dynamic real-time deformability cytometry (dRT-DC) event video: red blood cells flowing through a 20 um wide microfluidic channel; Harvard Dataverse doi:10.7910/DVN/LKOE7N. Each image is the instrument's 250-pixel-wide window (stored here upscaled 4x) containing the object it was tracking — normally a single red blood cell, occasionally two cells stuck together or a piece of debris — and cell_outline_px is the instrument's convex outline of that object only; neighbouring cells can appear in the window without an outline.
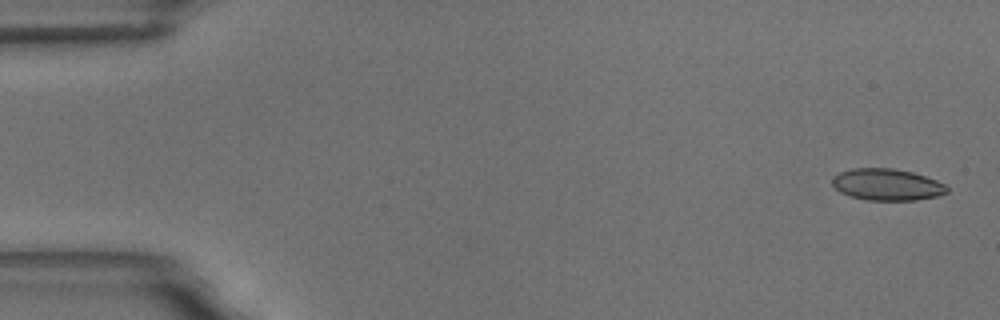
{"species": "common noctule bat (a hibernating species)", "species_latin": "Nyctalus noctula", "temperature_condition": "room temperature", "stored_images_in_passage": 56, "camera_frame_rate_fps": 3000, "um_per_image_px": 0.085, "animal": {"sex": "male", "body_mass_g": 18.8}, "frame": {"image": 1, "passage_image": 2, "time_ms": 0.333, "image_size_px": [1000, 320], "cell_outline_px": [[948, 192], [936, 196], [916, 200], [868, 200], [852, 196], [840, 192], [832, 184], [832, 176], [840, 172], [852, 168], [892, 168], [912, 172], [936, 180], [944, 184], [948, 188]], "centroid_in_image_um": [75.38, 15.68], "position_along_channel_um": 9.6, "area_um2": 21.04}}
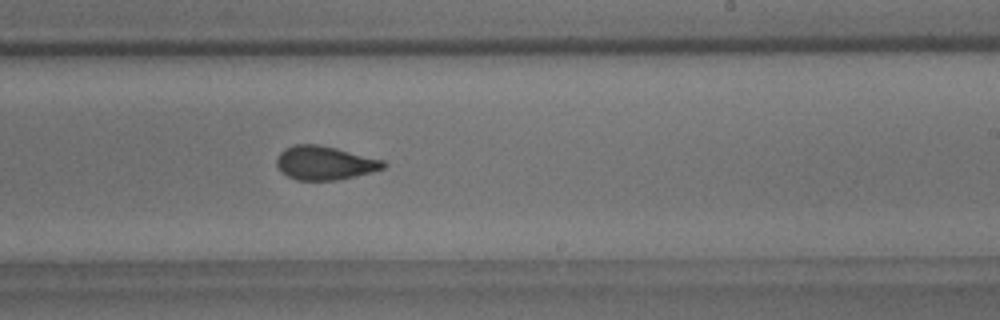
{"frame": {"image": 2, "passage_image": 35, "time_ms": 11.333, "image_size_px": [1000, 320], "cell_outline_px": [[388, 164], [384, 168], [372, 172], [336, 180], [296, 180], [280, 172], [276, 164], [276, 160], [280, 152], [284, 148], [296, 144], [320, 144], [384, 160]], "centroid_in_image_um": [27.59, 13.84], "position_along_channel_um": 261.4, "area_um2": 21.1}}
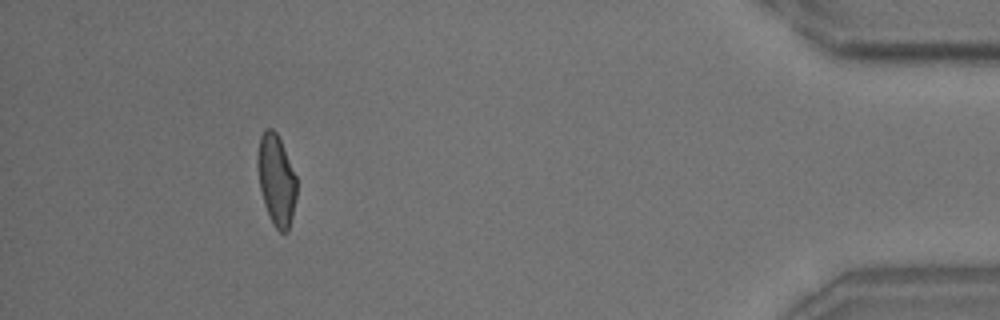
{"frame": {"image": 3, "passage_image": 53, "time_ms": 17.333, "image_size_px": [1000, 320], "cell_outline_px": [[296, 196], [292, 216], [288, 232], [280, 232], [272, 224], [264, 204], [260, 188], [256, 164], [256, 156], [260, 136], [264, 128], [272, 128], [276, 132], [280, 140], [296, 176]], "centroid_in_image_um": [23.46, 15.28], "position_along_channel_um": 411.7, "area_um2": 20.75}}